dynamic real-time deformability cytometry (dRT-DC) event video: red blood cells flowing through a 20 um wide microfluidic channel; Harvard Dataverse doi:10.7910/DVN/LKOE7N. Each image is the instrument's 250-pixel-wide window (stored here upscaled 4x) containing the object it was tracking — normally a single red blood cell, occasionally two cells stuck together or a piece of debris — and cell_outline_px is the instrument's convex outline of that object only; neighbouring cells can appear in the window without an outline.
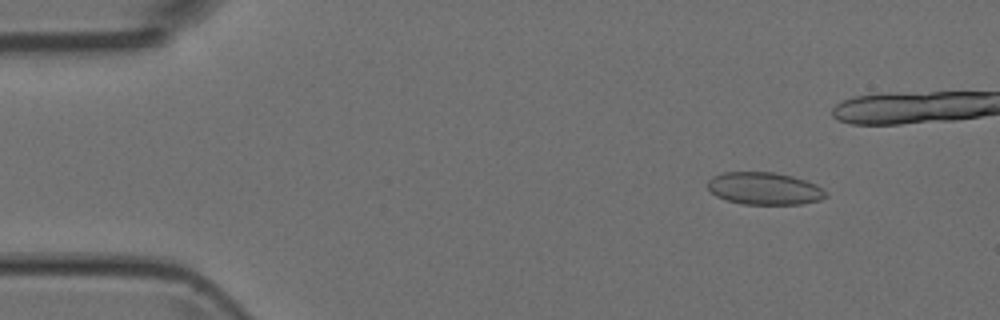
{"species": "Egyptian fruit bat (a non-hibernating species)", "species_latin": "Rousettus aegyptiacus", "temperature_condition": "room temperature", "stored_images_in_passage": 5, "camera_frame_rate_fps": 3000, "um_per_image_px": 0.085, "animal": {"sex": "female"}, "frame": {"image": 1, "passage_image": 1, "time_ms": 0.0, "image_size_px": [1000, 320], "cell_outline_px": [[828, 196], [820, 200], [800, 204], [744, 204], [724, 200], [716, 196], [708, 188], [708, 180], [712, 176], [724, 172], [772, 172], [792, 176], [816, 184], [828, 192]], "centroid_in_image_um": [64.98, 16.03], "position_along_channel_um": 20.0, "area_um2": 22.37}}
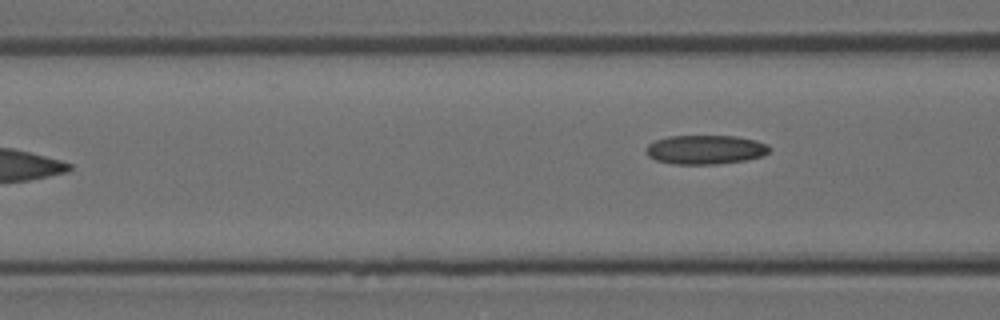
{"frame": {"image": 2, "passage_image": 5, "time_ms": 5.667, "image_size_px": [1000, 320], "cell_outline_px": [[772, 148], [764, 156], [744, 160], [716, 164], [672, 164], [656, 160], [648, 156], [644, 152], [644, 148], [648, 144], [656, 140], [668, 136], [736, 136], [756, 140], [768, 144]], "centroid_in_image_um": [59.95, 12.71], "position_along_channel_um": 106.7, "area_um2": 21.15}}